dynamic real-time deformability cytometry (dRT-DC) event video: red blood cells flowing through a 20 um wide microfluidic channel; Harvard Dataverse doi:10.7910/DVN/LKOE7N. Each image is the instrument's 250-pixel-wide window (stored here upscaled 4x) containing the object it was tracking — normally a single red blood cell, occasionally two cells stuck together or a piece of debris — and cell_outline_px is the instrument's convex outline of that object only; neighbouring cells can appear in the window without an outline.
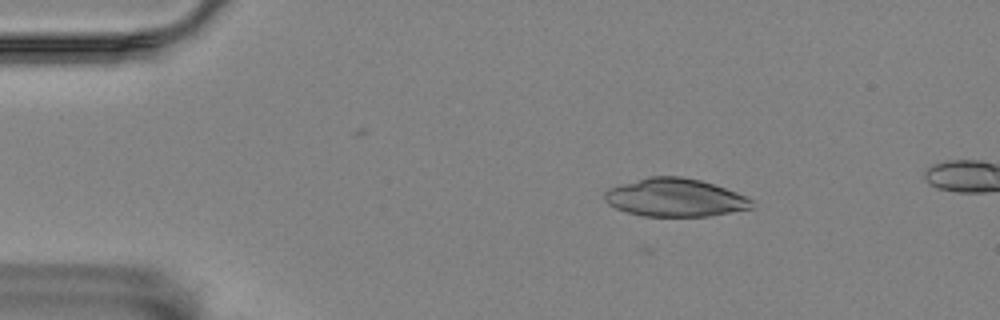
{"species": "Egyptian fruit bat (a non-hibernating species)", "species_latin": "Rousettus aegyptiacus", "temperature_condition": "room temperature", "stored_images_in_passage": 7, "camera_frame_rate_fps": 3000, "um_per_image_px": 0.085, "animal": {"sex": "female"}, "frame": {"image": 1, "passage_image": 1, "time_ms": 0.0, "image_size_px": [1000, 320], "cell_outline_px": [[752, 208], [708, 216], [644, 216], [628, 212], [616, 208], [608, 204], [604, 200], [604, 192], [608, 188], [620, 184], [648, 176], [680, 176], [700, 180], [736, 192], [752, 200]], "centroid_in_image_um": [57.33, 16.79], "position_along_channel_um": 27.7, "area_um2": 32.48}}